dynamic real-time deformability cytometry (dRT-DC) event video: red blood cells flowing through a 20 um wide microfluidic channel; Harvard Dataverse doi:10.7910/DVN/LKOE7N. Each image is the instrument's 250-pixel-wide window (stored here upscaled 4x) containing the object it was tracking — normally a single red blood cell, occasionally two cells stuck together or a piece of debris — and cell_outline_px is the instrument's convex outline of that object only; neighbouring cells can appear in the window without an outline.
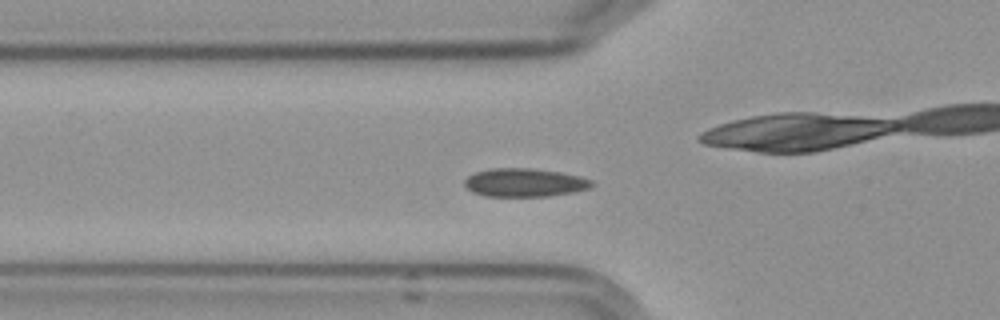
{"species": "Egyptian fruit bat (a non-hibernating species)", "species_latin": "Rousettus aegyptiacus", "temperature_condition": "cold", "stored_images_in_passage": 54, "camera_frame_rate_fps": 3000, "um_per_image_px": 0.085, "frame": {"image": 1, "passage_image": 16, "time_ms": 5.0, "image_size_px": [1000, 320], "cell_outline_px": [[596, 184], [588, 188], [572, 192], [548, 196], [484, 196], [472, 192], [464, 184], [464, 180], [468, 176], [476, 172], [492, 168], [528, 168], [560, 172], [580, 176], [592, 180]], "centroid_in_image_um": [44.59, 15.52], "position_along_channel_um": 81.2, "area_um2": 20.98}}